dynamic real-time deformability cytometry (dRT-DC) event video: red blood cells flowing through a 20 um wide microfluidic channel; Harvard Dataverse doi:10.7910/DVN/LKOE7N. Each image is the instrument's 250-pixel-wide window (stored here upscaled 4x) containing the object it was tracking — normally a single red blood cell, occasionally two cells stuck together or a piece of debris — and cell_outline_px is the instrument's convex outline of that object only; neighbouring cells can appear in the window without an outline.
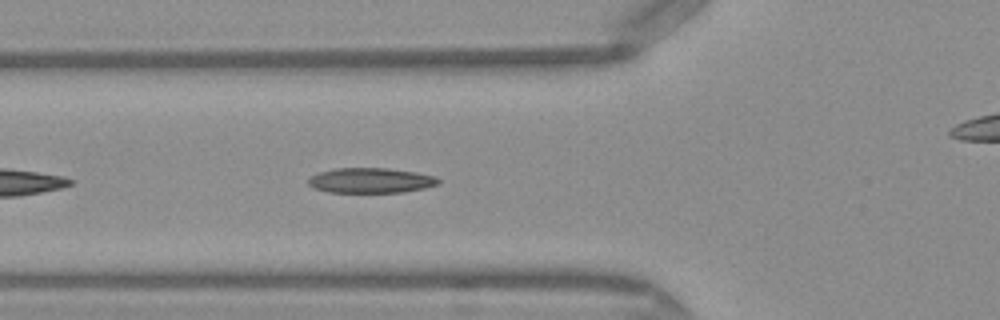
{"species": "Egyptian fruit bat (a non-hibernating species)", "species_latin": "Rousettus aegyptiacus", "temperature_condition": "warm", "stored_images_in_passage": 23, "camera_frame_rate_fps": 3000, "um_per_image_px": 0.085, "frame": {"image": 1, "passage_image": 5, "time_ms": 1.333, "image_size_px": [1000, 320], "cell_outline_px": [[440, 184], [424, 188], [404, 192], [328, 192], [312, 188], [308, 184], [308, 180], [312, 176], [320, 172], [336, 168], [388, 168], [416, 172], [436, 176], [440, 180]], "centroid_in_image_um": [31.54, 15.34], "position_along_channel_um": 94.3, "area_um2": 19.07}}
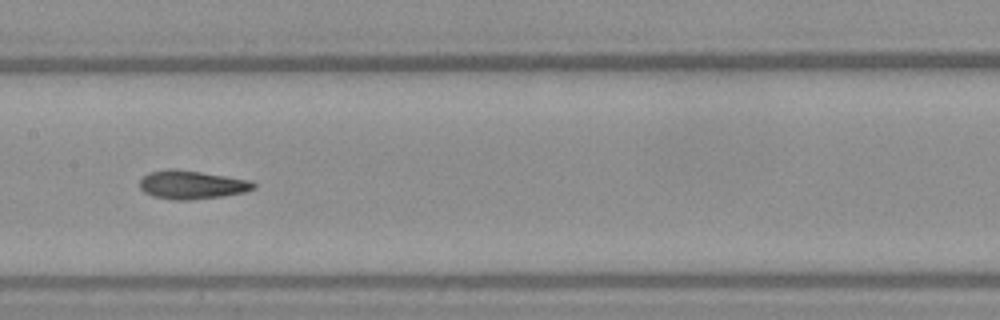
{"frame": {"image": 2, "passage_image": 12, "time_ms": 3.667, "image_size_px": [1000, 320], "cell_outline_px": [[256, 188], [244, 192], [224, 196], [192, 200], [172, 200], [152, 196], [144, 192], [140, 188], [140, 180], [148, 172], [172, 168], [200, 172], [252, 180], [256, 184]], "centroid_in_image_um": [16.31, 15.71], "position_along_channel_um": 191.1, "area_um2": 19.07}}
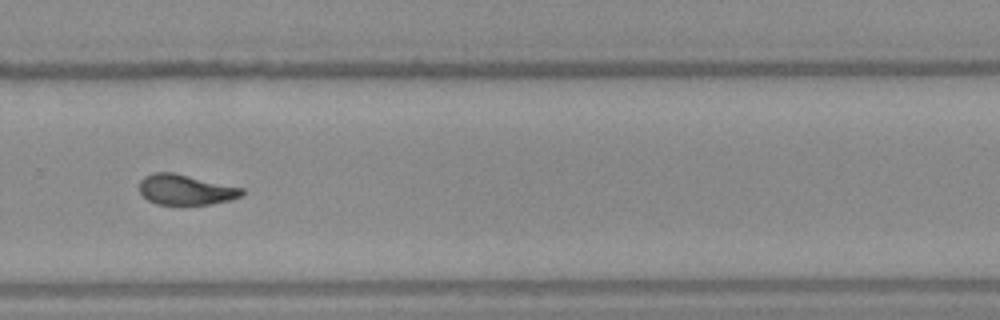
{"frame": {"image": 3, "passage_image": 21, "time_ms": 6.667, "image_size_px": [1000, 320], "cell_outline_px": [[244, 192], [240, 196], [232, 200], [208, 204], [156, 204], [148, 200], [140, 192], [140, 180], [144, 176], [152, 172], [172, 172], [244, 188]], "centroid_in_image_um": [15.77, 16.11], "position_along_channel_um": 314.0, "area_um2": 18.03}}